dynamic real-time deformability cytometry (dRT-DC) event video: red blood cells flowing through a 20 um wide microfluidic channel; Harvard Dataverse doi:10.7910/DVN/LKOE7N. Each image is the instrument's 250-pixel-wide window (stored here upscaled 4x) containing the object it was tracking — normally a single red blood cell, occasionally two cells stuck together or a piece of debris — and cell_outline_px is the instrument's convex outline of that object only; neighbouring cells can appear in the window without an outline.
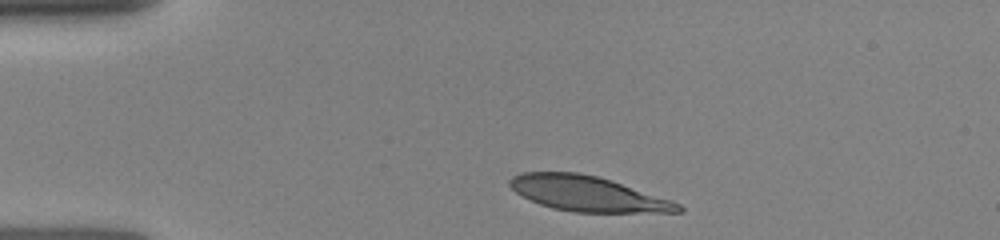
{"species": "human", "species_latin": "Homo sapiens", "temperature_condition": "room temperature", "stored_images_in_passage": 47, "camera_frame_rate_fps": 3000, "um_per_image_px": 0.085, "donor": {"sex": "female"}, "frame": {"image": 1, "passage_image": 3, "time_ms": 0.333, "image_size_px": [1000, 240], "cell_outline_px": [[684, 212], [572, 212], [552, 208], [540, 204], [516, 192], [508, 184], [508, 180], [512, 176], [524, 172], [580, 172], [596, 176], [672, 200], [680, 204], [684, 208]], "centroid_in_image_um": [49.94, 16.47], "position_along_channel_um": 35.1, "area_um2": 34.16}}
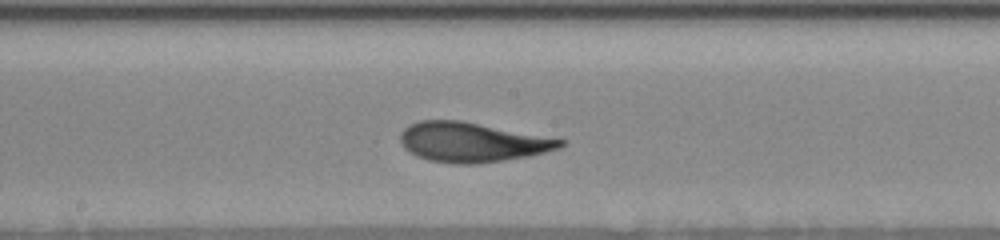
{"frame": {"image": 2, "passage_image": 26, "time_ms": 5.667, "image_size_px": [1000, 240], "cell_outline_px": [[568, 140], [560, 148], [528, 156], [504, 160], [476, 164], [452, 164], [428, 160], [416, 156], [404, 148], [400, 140], [400, 132], [408, 124], [420, 120], [460, 120]], "centroid_in_image_um": [40.1, 12.08], "position_along_channel_um": 208.1, "area_um2": 37.11}}
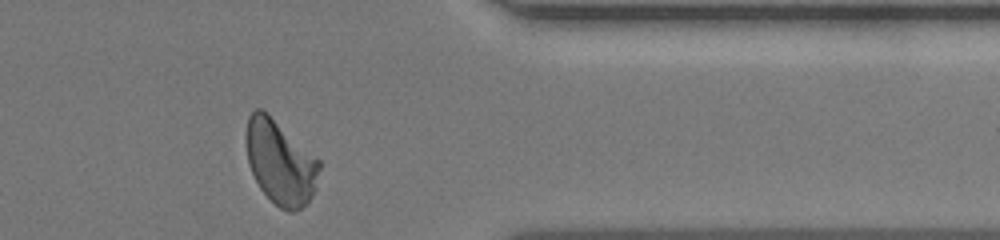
{"frame": {"image": 3, "passage_image": 46, "time_ms": 10.333, "image_size_px": [1000, 240], "cell_outline_px": [[320, 168], [316, 188], [308, 204], [292, 212], [288, 212], [280, 208], [260, 188], [248, 164], [244, 140], [244, 136], [248, 116], [256, 108], [260, 108], [268, 112], [320, 160]], "centroid_in_image_um": [23.81, 13.76], "position_along_channel_um": 387.6, "area_um2": 36.36}}